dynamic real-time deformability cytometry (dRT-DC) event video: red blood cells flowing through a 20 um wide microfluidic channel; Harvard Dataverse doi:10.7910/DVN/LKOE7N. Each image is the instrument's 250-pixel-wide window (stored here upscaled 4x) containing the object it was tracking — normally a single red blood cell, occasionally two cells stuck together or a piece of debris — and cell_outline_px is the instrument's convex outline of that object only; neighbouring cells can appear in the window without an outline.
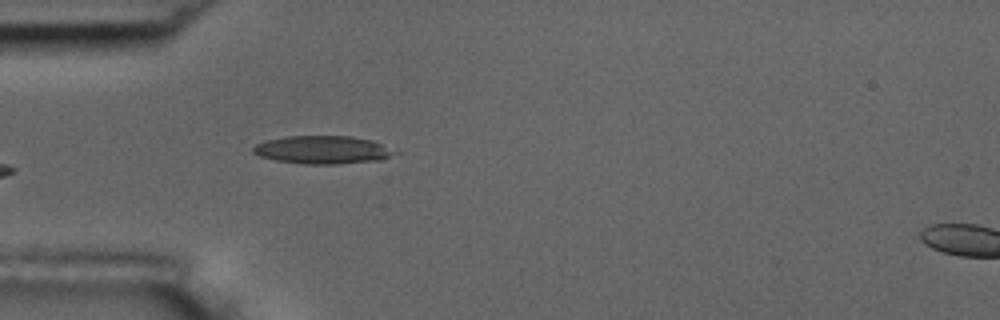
{"species": "common noctule bat (a hibernating species)", "species_latin": "Nyctalus noctula", "temperature_condition": "room temperature", "stored_images_in_passage": 6, "camera_frame_rate_fps": 3000, "um_per_image_px": 0.085, "animal": {"sex": "male", "body_mass_g": 17.5, "forearm_length_mm": 52.3}, "frame": {"image": 1, "passage_image": 6, "time_ms": 1.667, "image_size_px": [1000, 320], "cell_outline_px": [[404, 152], [380, 160], [336, 164], [304, 164], [276, 160], [260, 156], [252, 152], [252, 148], [256, 144], [268, 140], [288, 136], [352, 136], [372, 140]], "centroid_in_image_um": [27.52, 12.73], "position_along_channel_um": 57.5, "area_um2": 23.35}}